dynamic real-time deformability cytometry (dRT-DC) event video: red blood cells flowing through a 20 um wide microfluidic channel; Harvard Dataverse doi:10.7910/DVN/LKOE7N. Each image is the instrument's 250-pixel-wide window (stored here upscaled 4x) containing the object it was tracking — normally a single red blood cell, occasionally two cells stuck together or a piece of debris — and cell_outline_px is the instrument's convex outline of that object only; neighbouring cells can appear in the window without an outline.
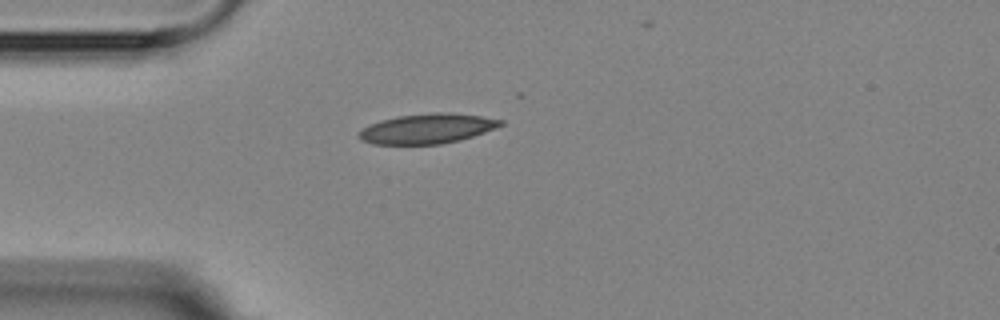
{"species": "Egyptian fruit bat (a non-hibernating species)", "species_latin": "Rousettus aegyptiacus", "temperature_condition": "room temperature", "stored_images_in_passage": 5, "camera_frame_rate_fps": 3000, "um_per_image_px": 0.085, "animal": {"sex": "female"}, "frame": {"image": 1, "passage_image": 1, "time_ms": 0.0, "image_size_px": [1000, 320], "cell_outline_px": [[504, 124], [496, 128], [460, 140], [440, 144], [372, 144], [360, 140], [356, 136], [364, 128], [380, 120], [396, 116], [432, 112], [452, 112], [480, 116], [504, 120]], "centroid_in_image_um": [36.32, 10.92], "position_along_channel_um": 48.7, "area_um2": 24.74}}
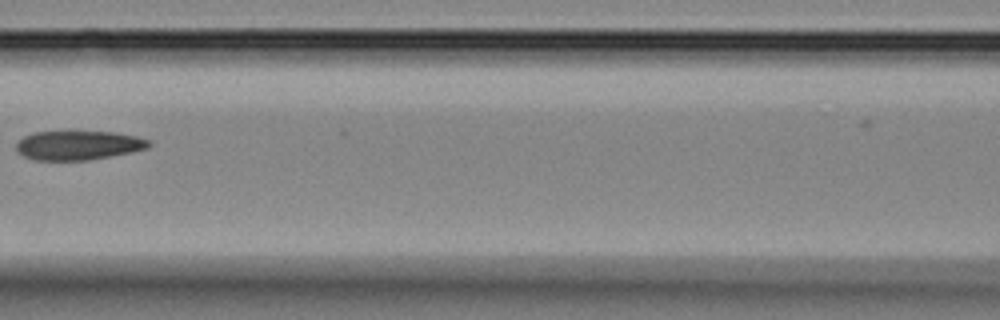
{"frame": {"image": 2, "passage_image": 4, "time_ms": 3.333, "image_size_px": [1000, 320], "cell_outline_px": [[152, 144], [148, 148], [88, 160], [36, 160], [24, 156], [16, 152], [16, 144], [24, 136], [36, 132], [72, 128], [116, 132], [136, 136], [152, 140]], "centroid_in_image_um": [6.65, 12.28], "position_along_channel_um": 160.0, "area_um2": 23.52}}
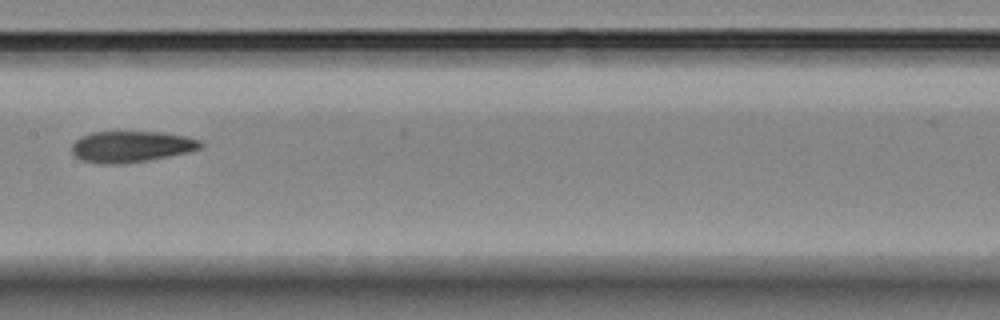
{"frame": {"image": 3, "passage_image": 5, "time_ms": 4.333, "image_size_px": [1000, 320], "cell_outline_px": [[204, 148], [188, 152], [148, 160], [120, 164], [104, 164], [80, 160], [72, 152], [72, 144], [80, 136], [92, 132], [160, 132], [184, 136], [200, 140], [204, 144]], "centroid_in_image_um": [11.16, 12.46], "position_along_channel_um": 196.2, "area_um2": 23.41}}